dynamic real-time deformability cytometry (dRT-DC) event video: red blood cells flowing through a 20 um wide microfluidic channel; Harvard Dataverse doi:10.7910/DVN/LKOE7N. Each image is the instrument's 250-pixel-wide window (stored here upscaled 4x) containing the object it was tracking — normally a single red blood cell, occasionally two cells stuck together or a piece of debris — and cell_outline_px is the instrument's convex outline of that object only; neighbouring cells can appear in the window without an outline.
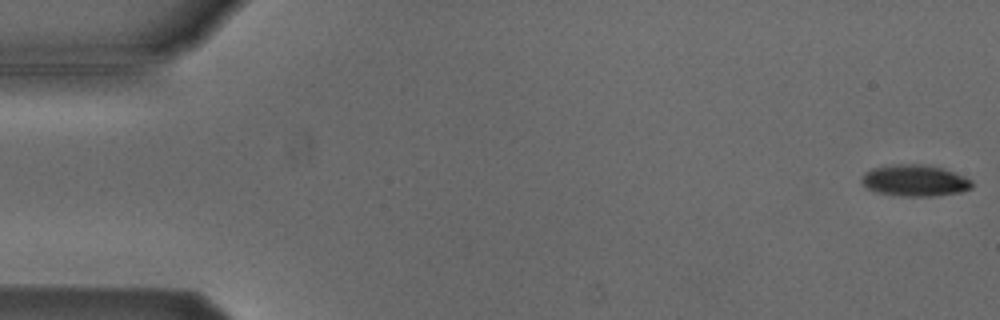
{"species": "Egyptian fruit bat (a non-hibernating species)", "species_latin": "Rousettus aegyptiacus", "temperature_condition": "cold", "stored_images_in_passage": 41, "camera_frame_rate_fps": 3000, "um_per_image_px": 0.085, "animal": {"sex": "male"}, "frame": {"image": 1, "passage_image": 1, "time_ms": 0.0, "image_size_px": [1000, 320], "cell_outline_px": [[972, 188], [960, 192], [936, 196], [900, 196], [876, 192], [868, 188], [860, 180], [864, 172], [872, 168], [896, 164], [928, 164], [944, 168], [964, 176], [972, 180]], "centroid_in_image_um": [77.77, 15.34], "position_along_channel_um": 7.2, "area_um2": 20.4}}
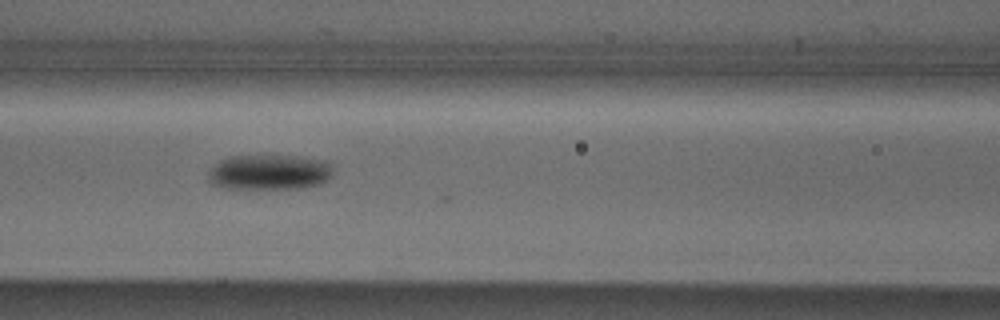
{"frame": {"image": 2, "passage_image": 23, "time_ms": 7.333, "image_size_px": [1000, 320], "cell_outline_px": [[332, 176], [328, 180], [320, 184], [300, 188], [224, 188], [212, 184], [208, 180], [208, 172], [212, 164], [228, 156], [296, 156], [332, 160]], "centroid_in_image_um": [22.92, 14.62], "position_along_channel_um": 143.7, "area_um2": 26.07}}
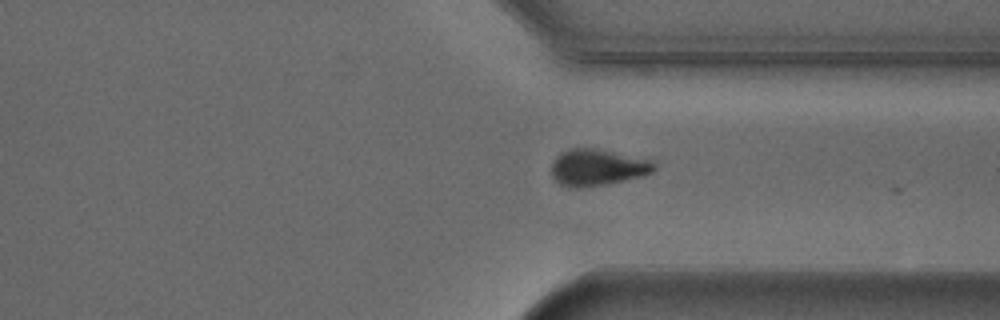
{"frame": {"image": 3, "passage_image": 40, "time_ms": 13.0, "image_size_px": [1000, 320], "cell_outline_px": [[656, 168], [652, 172], [640, 176], [608, 184], [580, 188], [568, 188], [560, 184], [552, 176], [552, 160], [560, 152], [568, 148], [592, 148], [652, 160], [656, 164]], "centroid_in_image_um": [50.74, 14.24], "position_along_channel_um": 360.7, "area_um2": 21.91}}